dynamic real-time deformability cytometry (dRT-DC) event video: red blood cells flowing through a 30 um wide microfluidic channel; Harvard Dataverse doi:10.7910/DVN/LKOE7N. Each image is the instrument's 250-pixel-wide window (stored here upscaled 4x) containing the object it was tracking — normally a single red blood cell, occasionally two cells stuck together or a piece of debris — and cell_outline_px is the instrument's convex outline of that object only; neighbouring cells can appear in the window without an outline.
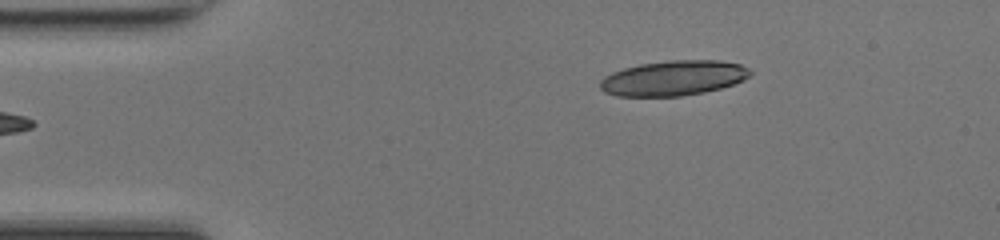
{"species": "common noctule bat (a hibernating species)", "species_latin": "Nyctalus noctula", "temperature_condition": "room temperature", "stored_images_in_passage": 40, "camera_frame_rate_fps": 3000, "um_per_image_px": 0.085, "animal": {"sex": "female", "body_mass_g": 17.0, "forearm_length_mm": 48.0}, "frame": {"image": 1, "passage_image": 1, "time_ms": 0.0, "image_size_px": [1000, 240], "cell_outline_px": [[752, 72], [744, 80], [720, 88], [704, 92], [680, 96], [616, 96], [604, 92], [600, 88], [600, 80], [604, 76], [612, 72], [624, 68], [640, 64], [668, 60], [716, 60], [740, 64], [748, 68]], "centroid_in_image_um": [57.21, 6.63], "position_along_channel_um": 27.8, "area_um2": 30.63}}
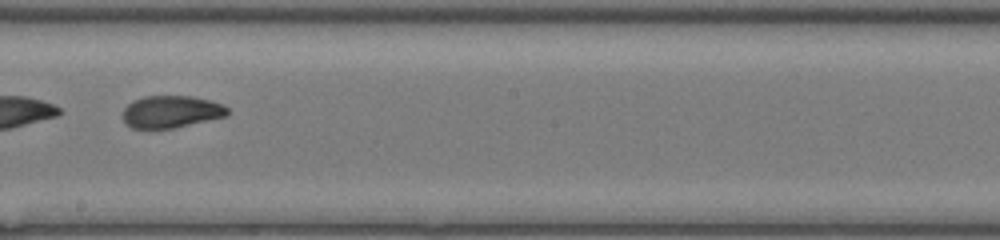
{"frame": {"image": 2, "passage_image": 20, "time_ms": 6.333, "image_size_px": [1000, 240], "cell_outline_px": [[228, 112], [224, 116], [172, 128], [132, 128], [124, 120], [124, 108], [132, 100], [144, 96], [192, 96], [208, 100], [220, 104], [228, 108]], "centroid_in_image_um": [14.5, 9.48], "position_along_channel_um": 233.7, "area_um2": 19.19}}
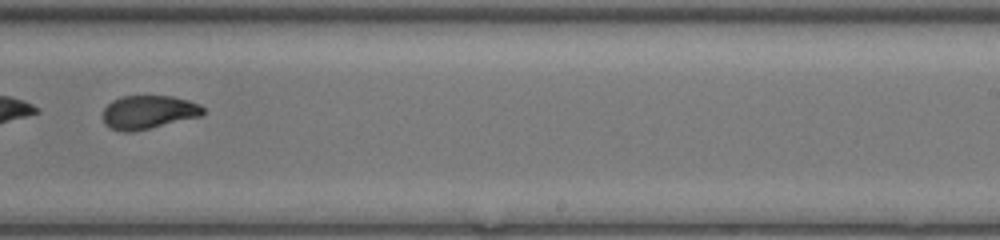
{"frame": {"image": 3, "passage_image": 23, "time_ms": 7.333, "image_size_px": [1000, 240], "cell_outline_px": [[204, 112], [200, 116], [132, 132], [124, 132], [108, 128], [104, 124], [104, 108], [112, 100], [120, 96], [172, 96], [188, 100], [200, 104], [204, 108]], "centroid_in_image_um": [12.59, 9.53], "position_along_channel_um": 276.4, "area_um2": 19.54}, "authors_computed_cell_mechanics": {"area_um2": 20.7791, "velocity_mm_per_s": 4.2928, "shape_relaxation_time_tau1_ms": null, "shape_relaxation_time_tau2_ms": 1.6643, "deformation_change_tau1": null, "deformation_change_tau2": 0.0672}}